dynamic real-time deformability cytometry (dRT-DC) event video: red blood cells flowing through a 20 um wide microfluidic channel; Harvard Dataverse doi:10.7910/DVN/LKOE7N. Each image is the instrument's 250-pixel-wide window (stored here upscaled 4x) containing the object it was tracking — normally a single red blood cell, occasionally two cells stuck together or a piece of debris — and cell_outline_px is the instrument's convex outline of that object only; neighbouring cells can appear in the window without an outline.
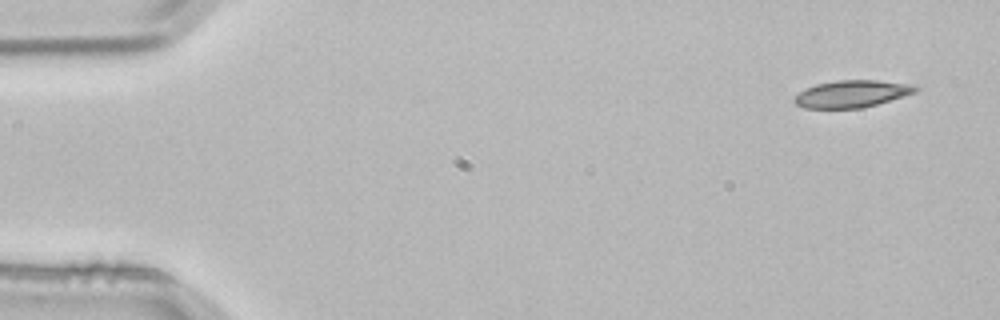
{"species": "common noctule bat (a hibernating species)", "species_latin": "Nyctalus noctula", "temperature_condition": "room temperature", "stored_images_in_passage": 5, "camera_frame_rate_fps": 3000, "um_per_image_px": 0.085, "animal": {"sex": "male", "body_mass_g": 21.5, "forearm_length_mm": 52.0}, "frame": {"image": 1, "passage_image": 5, "time_ms": 1.333, "image_size_px": [1000, 320], "cell_outline_px": [[920, 88], [916, 92], [876, 104], [860, 108], [804, 108], [796, 104], [792, 100], [800, 92], [816, 84], [836, 80], [876, 80], [912, 84]], "centroid_in_image_um": [72.41, 7.97], "position_along_channel_um": 12.6, "area_um2": 18.96}}